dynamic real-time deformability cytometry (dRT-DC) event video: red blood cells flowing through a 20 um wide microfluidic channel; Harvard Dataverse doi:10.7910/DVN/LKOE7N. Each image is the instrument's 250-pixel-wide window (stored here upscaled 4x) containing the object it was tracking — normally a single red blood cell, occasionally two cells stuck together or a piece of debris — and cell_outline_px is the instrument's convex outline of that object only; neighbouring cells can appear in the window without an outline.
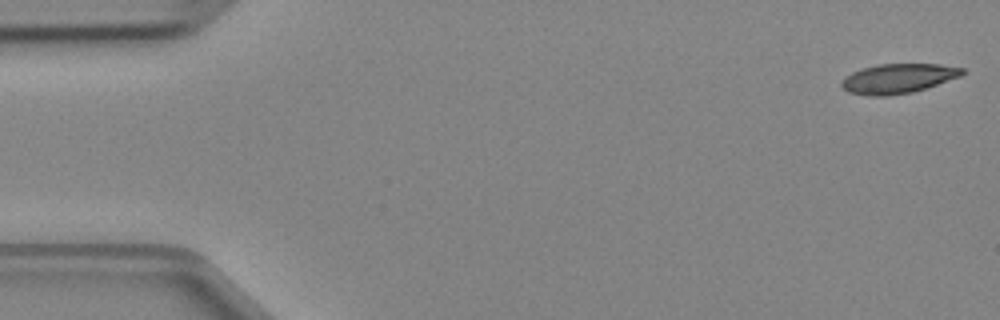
{"species": "Egyptian fruit bat (a non-hibernating species)", "species_latin": "Rousettus aegyptiacus", "temperature_condition": "cold", "stored_images_in_passage": 4, "camera_frame_rate_fps": 3000, "um_per_image_px": 0.085, "animal": {"sex": "female"}, "frame": {"image": 1, "passage_image": 1, "time_ms": 0.0, "image_size_px": [1000, 320], "cell_outline_px": [[964, 72], [960, 76], [912, 92], [888, 96], [868, 96], [848, 92], [840, 84], [852, 72], [860, 68], [880, 64], [940, 64], [964, 68]], "centroid_in_image_um": [76.32, 6.67], "position_along_channel_um": 8.7, "area_um2": 20.58}}